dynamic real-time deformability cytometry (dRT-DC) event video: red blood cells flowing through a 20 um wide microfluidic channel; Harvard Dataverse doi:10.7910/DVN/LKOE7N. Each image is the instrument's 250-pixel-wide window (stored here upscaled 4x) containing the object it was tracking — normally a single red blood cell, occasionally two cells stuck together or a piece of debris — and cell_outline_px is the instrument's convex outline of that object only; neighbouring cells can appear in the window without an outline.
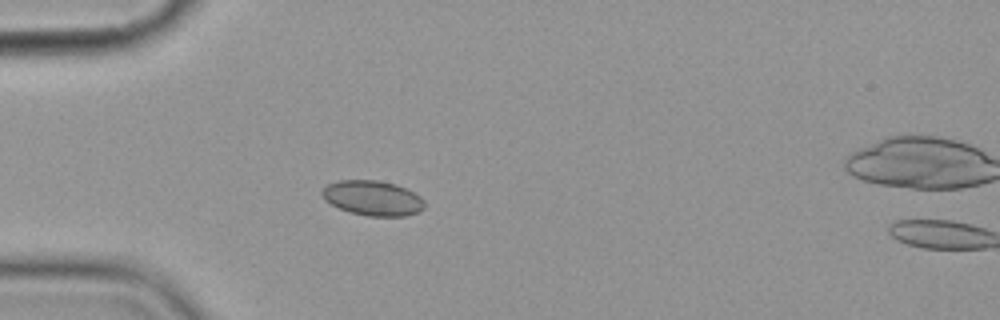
{"species": "common noctule bat (a hibernating species)", "species_latin": "Nyctalus noctula", "temperature_condition": "cold", "stored_images_in_passage": 5, "camera_frame_rate_fps": 3000, "um_per_image_px": 0.085, "animal": {"sex": "female", "body_mass_g": 19.9}, "frame": {"image": 1, "passage_image": 4, "time_ms": 3.667, "image_size_px": [1000, 320], "cell_outline_px": [[424, 208], [420, 212], [404, 216], [368, 216], [348, 212], [324, 200], [320, 192], [328, 184], [340, 180], [376, 180], [396, 184], [420, 196], [424, 200]], "centroid_in_image_um": [31.68, 16.84], "position_along_channel_um": 53.3, "area_um2": 20.87}}